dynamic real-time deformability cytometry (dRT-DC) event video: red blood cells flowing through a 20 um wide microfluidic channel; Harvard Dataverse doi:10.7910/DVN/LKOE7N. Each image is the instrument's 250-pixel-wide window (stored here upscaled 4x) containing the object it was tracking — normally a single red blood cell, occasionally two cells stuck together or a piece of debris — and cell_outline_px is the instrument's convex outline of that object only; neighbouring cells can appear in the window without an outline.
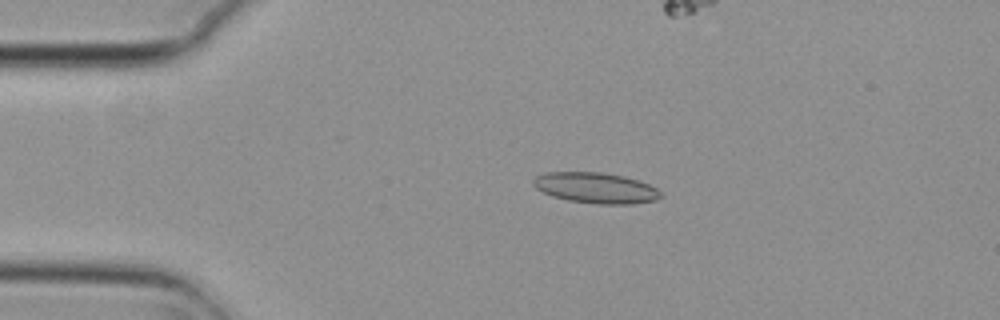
{"species": "common noctule bat (a hibernating species)", "species_latin": "Nyctalus noctula", "temperature_condition": "cold", "stored_images_in_passage": 8, "camera_frame_rate_fps": 3000, "um_per_image_px": 0.085, "animal": {"sex": "female", "body_mass_g": 29.2, "forearm_length_mm": 56.3}, "frame": {"image": 1, "passage_image": 2, "time_ms": 0.333, "image_size_px": [1000, 320], "cell_outline_px": [[664, 196], [656, 200], [632, 204], [596, 204], [568, 200], [552, 196], [536, 188], [532, 184], [532, 180], [536, 176], [548, 172], [600, 172], [624, 176], [640, 180], [656, 188]], "centroid_in_image_um": [50.66, 15.97], "position_along_channel_um": 34.3, "area_um2": 22.89}}